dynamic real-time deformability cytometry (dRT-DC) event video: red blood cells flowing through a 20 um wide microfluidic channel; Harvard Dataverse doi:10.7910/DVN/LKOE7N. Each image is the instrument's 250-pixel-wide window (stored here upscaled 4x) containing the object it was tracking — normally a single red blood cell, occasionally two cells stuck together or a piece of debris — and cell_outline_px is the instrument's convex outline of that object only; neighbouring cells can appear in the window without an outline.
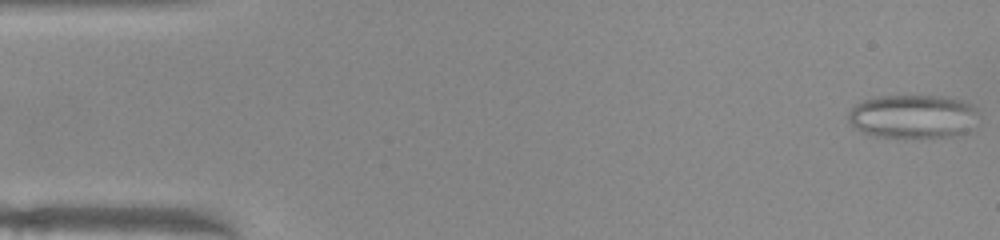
{"species": "common noctule bat (a hibernating species)", "species_latin": "Nyctalus noctula", "temperature_condition": "warm", "stored_images_in_passage": 12, "camera_frame_rate_fps": 3000, "um_per_image_px": 0.085, "animal": {"sex": "female", "body_mass_g": 22.0, "forearm_length_mm": 56.7}, "frame": {"image": 1, "passage_image": 1, "time_ms": 0.0, "image_size_px": [1000, 240], "cell_outline_px": [[976, 108], [964, 132], [952, 136], [928, 140], [876, 136], [852, 128], [848, 120], [848, 112], [856, 104], [864, 100], [876, 96], [948, 96], [972, 104]], "centroid_in_image_um": [77.49, 9.92], "position_along_channel_um": 7.5, "area_um2": 33.29}}